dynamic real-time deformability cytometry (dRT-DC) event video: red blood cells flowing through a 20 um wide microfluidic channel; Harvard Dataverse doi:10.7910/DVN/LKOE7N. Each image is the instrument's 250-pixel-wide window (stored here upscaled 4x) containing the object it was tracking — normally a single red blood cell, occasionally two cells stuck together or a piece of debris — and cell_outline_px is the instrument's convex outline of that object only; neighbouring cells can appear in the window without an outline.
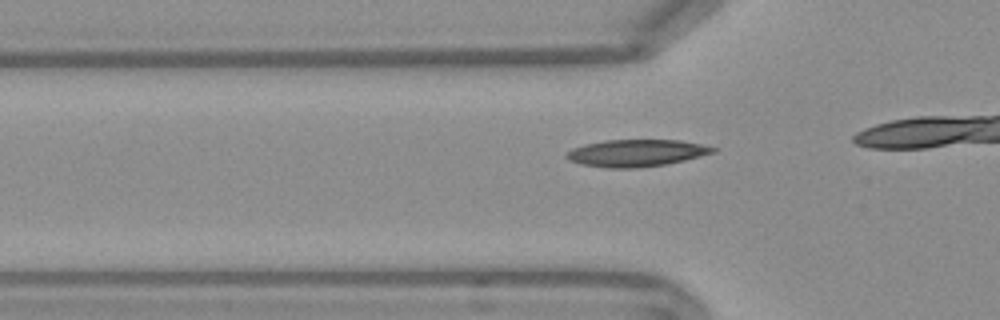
{"species": "Egyptian fruit bat (a non-hibernating species)", "species_latin": "Rousettus aegyptiacus", "temperature_condition": "warm", "stored_images_in_passage": 18, "camera_frame_rate_fps": 3000, "um_per_image_px": 0.085, "frame": {"image": 1, "passage_image": 13, "time_ms": 4.0, "image_size_px": [1000, 320], "cell_outline_px": [[720, 148], [716, 152], [684, 160], [664, 164], [636, 168], [608, 168], [580, 164], [568, 160], [564, 156], [572, 148], [584, 144], [604, 140], [680, 140]], "centroid_in_image_um": [54.07, 13.0], "position_along_channel_um": 71.7, "area_um2": 23.12}}
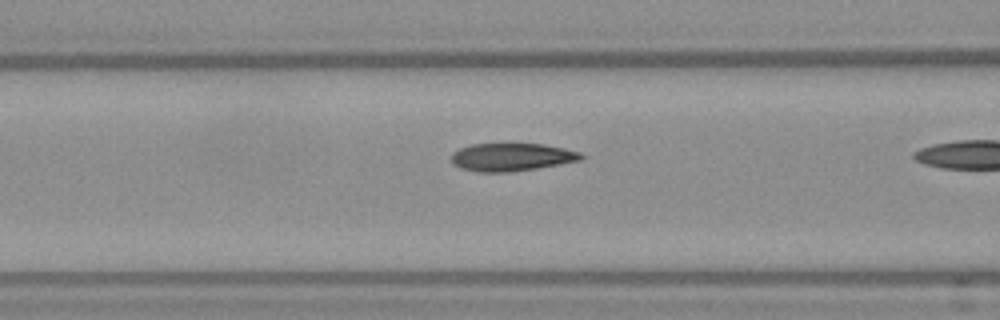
{"frame": {"image": 2, "passage_image": 17, "time_ms": 5.333, "image_size_px": [1000, 320], "cell_outline_px": [[584, 156], [580, 160], [560, 164], [512, 172], [476, 172], [460, 168], [452, 164], [452, 152], [460, 148], [472, 144], [544, 144], [564, 148], [580, 152]], "centroid_in_image_um": [43.46, 13.36], "position_along_channel_um": 123.1, "area_um2": 21.1}}